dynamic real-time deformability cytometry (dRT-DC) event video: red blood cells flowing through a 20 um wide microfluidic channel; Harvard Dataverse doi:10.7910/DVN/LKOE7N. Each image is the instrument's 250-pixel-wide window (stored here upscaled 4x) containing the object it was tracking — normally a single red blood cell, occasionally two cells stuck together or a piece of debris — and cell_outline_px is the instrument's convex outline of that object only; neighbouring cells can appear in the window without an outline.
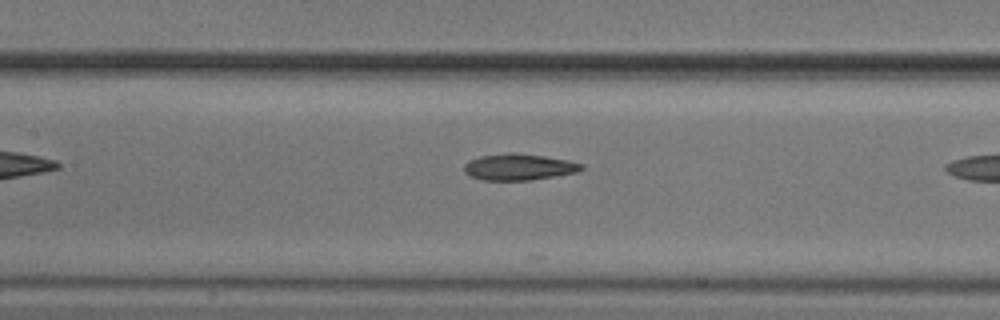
{"species": "common noctule bat (a hibernating species)", "species_latin": "Nyctalus noctula", "temperature_condition": "cold", "stored_images_in_passage": 10, "camera_frame_rate_fps": 3000, "um_per_image_px": 0.085, "animal": {"sex": "male", "body_mass_g": 20.5, "forearm_length_mm": 52.5}, "frame": {"image": 1, "passage_image": 9, "time_ms": 2.667, "image_size_px": [1000, 320], "cell_outline_px": [[584, 168], [576, 172], [532, 180], [484, 180], [468, 176], [464, 172], [464, 164], [468, 160], [480, 156], [512, 152], [544, 156], [568, 160], [584, 164]], "centroid_in_image_um": [44.07, 14.19], "position_along_channel_um": 163.3, "area_um2": 18.09}}